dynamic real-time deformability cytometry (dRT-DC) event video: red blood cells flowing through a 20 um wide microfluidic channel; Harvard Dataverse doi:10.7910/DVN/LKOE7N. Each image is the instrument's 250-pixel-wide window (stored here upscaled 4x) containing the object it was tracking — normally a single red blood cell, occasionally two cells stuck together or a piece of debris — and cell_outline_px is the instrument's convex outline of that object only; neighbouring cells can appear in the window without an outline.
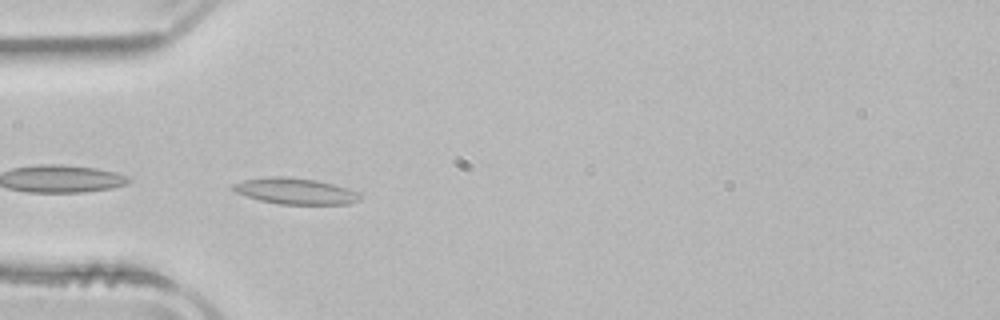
{"species": "common noctule bat (a hibernating species)", "species_latin": "Nyctalus noctula", "temperature_condition": "room temperature", "stored_images_in_passage": 37, "camera_frame_rate_fps": 3000, "um_per_image_px": 0.085, "animal": {"sex": "male", "body_mass_g": 21.5, "forearm_length_mm": 52.0}, "frame": {"image": 1, "passage_image": 1, "time_ms": 0.0, "image_size_px": [1000, 320], "cell_outline_px": [[364, 196], [360, 200], [348, 204], [280, 204], [260, 200], [236, 192], [232, 188], [232, 184], [244, 180], [272, 176], [280, 176], [316, 180], [348, 188], [360, 192]], "centroid_in_image_um": [25.17, 16.25], "position_along_channel_um": 59.8, "area_um2": 19.25}}
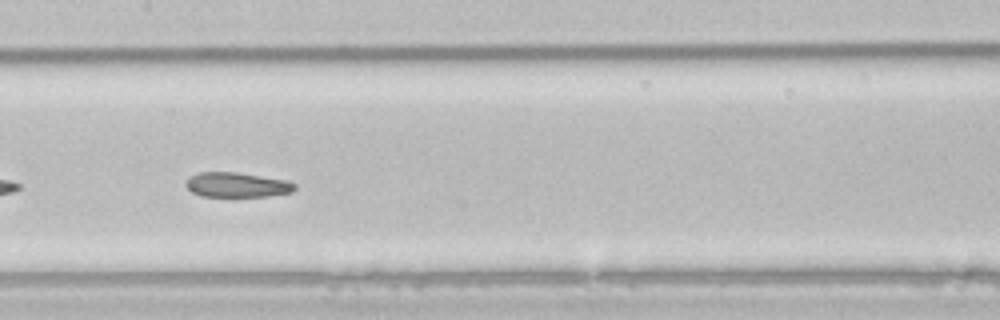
{"frame": {"image": 2, "passage_image": 11, "time_ms": 3.333, "image_size_px": [1000, 320], "cell_outline_px": [[296, 188], [292, 192], [268, 196], [200, 196], [192, 192], [184, 184], [188, 176], [196, 172], [236, 172], [288, 180], [296, 184]], "centroid_in_image_um": [20.12, 15.7], "position_along_channel_um": 187.3, "area_um2": 15.9}}
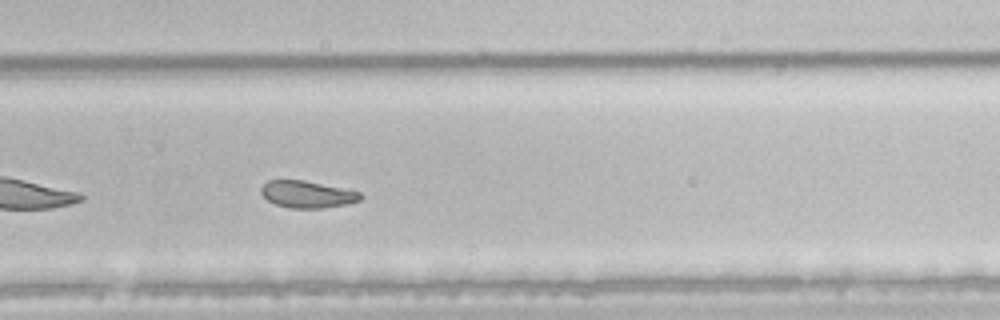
{"frame": {"image": 3, "passage_image": 20, "time_ms": 6.333, "image_size_px": [1000, 320], "cell_outline_px": [[364, 196], [360, 200], [348, 204], [320, 208], [288, 208], [276, 204], [268, 200], [260, 192], [260, 188], [268, 180], [304, 180], [352, 188], [360, 192]], "centroid_in_image_um": [26.19, 16.5], "position_along_channel_um": 303.6, "area_um2": 16.01}, "authors_computed_cell_mechanics": {"area_um2": 17.2244, "velocity_mm_per_s": 3.9084, "shape_relaxation_time_tau1_ms": null, "shape_relaxation_time_tau2_ms": 1.9047, "deformation_change_tau1": null, "deformation_change_tau2": 0.0573}}